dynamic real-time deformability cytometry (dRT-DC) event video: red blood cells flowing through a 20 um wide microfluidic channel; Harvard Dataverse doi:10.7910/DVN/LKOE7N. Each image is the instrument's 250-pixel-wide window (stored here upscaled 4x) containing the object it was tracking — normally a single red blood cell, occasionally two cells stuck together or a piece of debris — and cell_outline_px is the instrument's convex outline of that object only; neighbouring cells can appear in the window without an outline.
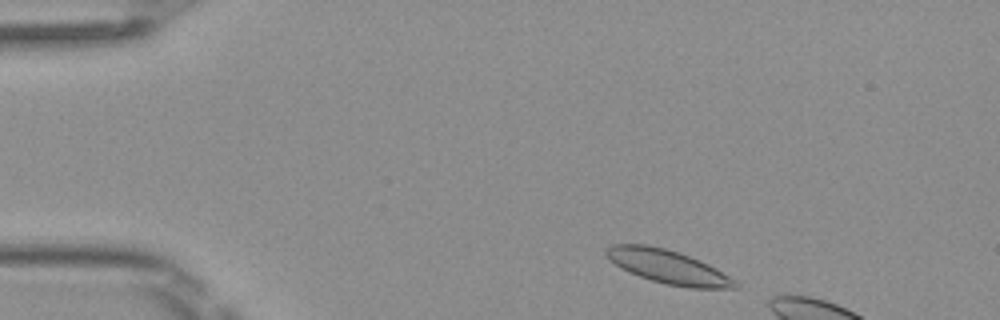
{"species": "Egyptian fruit bat (a non-hibernating species)", "species_latin": "Rousettus aegyptiacus", "temperature_condition": "room temperature", "stored_images_in_passage": 8, "camera_frame_rate_fps": 3000, "um_per_image_px": 0.085, "frame": {"image": 1, "passage_image": 3, "time_ms": 0.667, "image_size_px": [1000, 320], "cell_outline_px": [[740, 288], [688, 288], [664, 284], [628, 272], [620, 268], [604, 252], [612, 244], [648, 244], [680, 252], [700, 260], [716, 268], [736, 280], [740, 284]], "centroid_in_image_um": [56.83, 22.68], "position_along_channel_um": 28.2, "area_um2": 25.37}}